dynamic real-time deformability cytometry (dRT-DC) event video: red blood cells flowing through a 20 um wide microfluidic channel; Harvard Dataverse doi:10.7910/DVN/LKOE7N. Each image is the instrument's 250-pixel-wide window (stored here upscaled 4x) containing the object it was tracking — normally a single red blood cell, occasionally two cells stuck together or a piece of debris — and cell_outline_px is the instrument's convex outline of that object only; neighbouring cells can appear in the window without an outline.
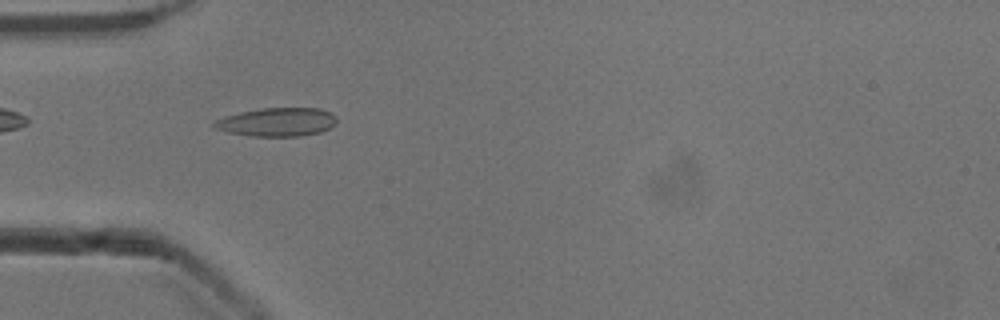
{"species": "common noctule bat (a hibernating species)", "species_latin": "Nyctalus noctula", "temperature_condition": "cold", "stored_images_in_passage": 38, "camera_frame_rate_fps": 3000, "um_per_image_px": 0.085, "animal": {"sex": "male", "body_mass_g": 13.3}, "frame": {"image": 1, "passage_image": 2, "time_ms": 0.333, "image_size_px": [1000, 320], "cell_outline_px": [[336, 124], [320, 132], [300, 136], [252, 136], [228, 132], [216, 128], [212, 124], [216, 120], [224, 116], [240, 112], [260, 108], [320, 108], [332, 112], [336, 116]], "centroid_in_image_um": [23.58, 10.36], "position_along_channel_um": 61.4, "area_um2": 20.4}}
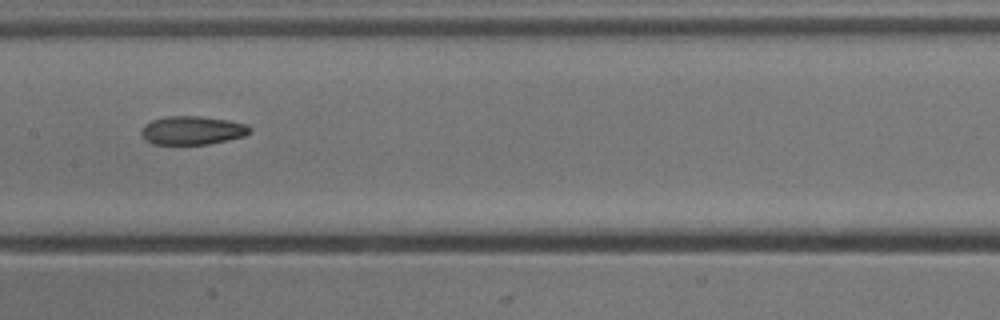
{"frame": {"image": 2, "passage_image": 12, "time_ms": 3.667, "image_size_px": [1000, 320], "cell_outline_px": [[252, 132], [244, 136], [208, 144], [152, 144], [140, 132], [144, 124], [152, 120], [168, 116], [200, 116], [228, 120], [248, 124], [252, 128]], "centroid_in_image_um": [16.39, 11.07], "position_along_channel_um": 191.0, "area_um2": 18.03}}
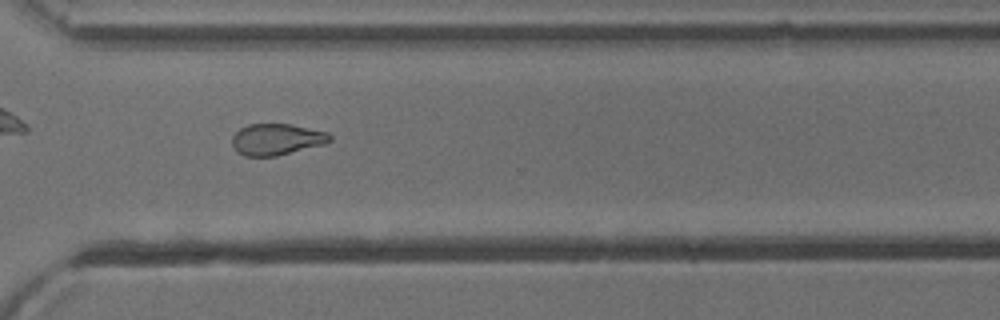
{"frame": {"image": 3, "passage_image": 24, "time_ms": 7.667, "image_size_px": [1000, 320], "cell_outline_px": [[332, 140], [324, 144], [276, 156], [244, 156], [236, 152], [232, 144], [232, 136], [240, 128], [248, 124], [292, 124], [328, 132], [332, 136]], "centroid_in_image_um": [23.5, 11.84], "position_along_channel_um": 347.1, "area_um2": 17.98}, "authors_computed_cell_mechanics": {"area_um2": 18.7272, "velocity_mm_per_s": 3.9249, "shape_relaxation_time_tau1_ms": null, "shape_relaxation_time_tau2_ms": 5.4514, "deformation_change_tau1": null, "deformation_change_tau2": 0.122}}